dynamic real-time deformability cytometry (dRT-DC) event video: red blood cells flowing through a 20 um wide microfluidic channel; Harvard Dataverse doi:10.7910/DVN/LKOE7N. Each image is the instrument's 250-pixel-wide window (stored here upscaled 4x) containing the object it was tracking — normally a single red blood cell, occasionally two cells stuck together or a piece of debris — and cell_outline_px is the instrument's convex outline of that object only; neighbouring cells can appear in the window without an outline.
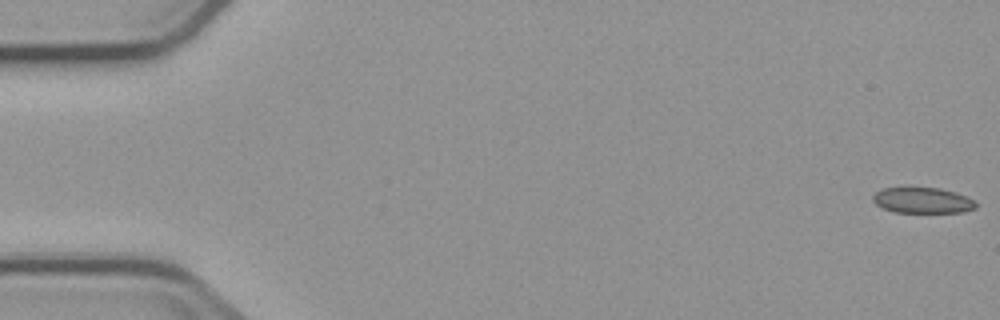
{"species": "common noctule bat (a hibernating species)", "species_latin": "Nyctalus noctula", "temperature_condition": "cold", "stored_images_in_passage": 4, "camera_frame_rate_fps": 3000, "um_per_image_px": 0.085, "animal": {"sex": "male", "body_mass_g": 23.1, "forearm_length_mm": 52.7}, "frame": {"image": 1, "passage_image": 1, "time_ms": 0.0, "image_size_px": [1000, 320], "cell_outline_px": [[976, 208], [964, 212], [896, 212], [884, 208], [876, 204], [872, 200], [872, 196], [876, 192], [884, 188], [904, 184], [908, 184], [940, 188], [956, 192], [972, 200], [976, 204]], "centroid_in_image_um": [78.35, 16.97], "position_along_channel_um": 6.6, "area_um2": 16.07}}